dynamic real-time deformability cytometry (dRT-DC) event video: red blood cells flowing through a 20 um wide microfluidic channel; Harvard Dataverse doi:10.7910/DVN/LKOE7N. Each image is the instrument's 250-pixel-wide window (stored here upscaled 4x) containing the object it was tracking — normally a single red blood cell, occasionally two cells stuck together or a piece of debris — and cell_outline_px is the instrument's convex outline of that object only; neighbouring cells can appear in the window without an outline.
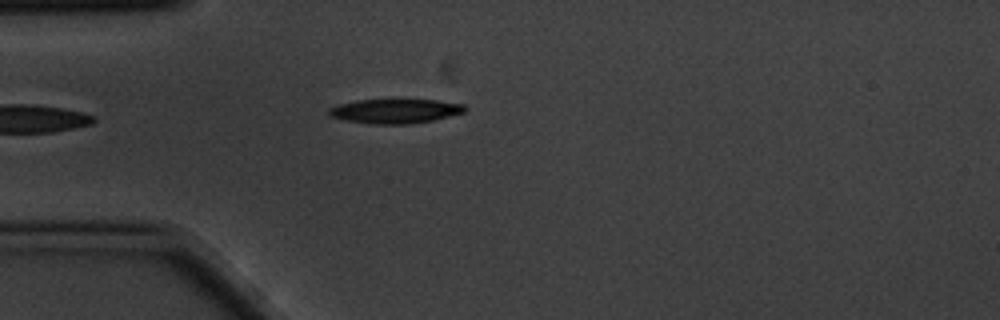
{"species": "common noctule bat (a hibernating species)", "species_latin": "Nyctalus noctula", "temperature_condition": "cold", "stored_images_in_passage": 4, "camera_frame_rate_fps": 3000, "um_per_image_px": 0.085, "animal": {"sex": "male", "body_mass_g": 20.1, "forearm_length_mm": 53.5}, "frame": {"image": 1, "passage_image": 4, "time_ms": 1.0, "image_size_px": [1000, 320], "cell_outline_px": [[468, 108], [464, 112], [432, 120], [408, 124], [372, 124], [344, 120], [332, 116], [328, 112], [328, 108], [340, 104], [356, 100], [436, 100], [464, 104]], "centroid_in_image_um": [33.59, 9.44], "position_along_channel_um": 51.4, "area_um2": 19.13}}